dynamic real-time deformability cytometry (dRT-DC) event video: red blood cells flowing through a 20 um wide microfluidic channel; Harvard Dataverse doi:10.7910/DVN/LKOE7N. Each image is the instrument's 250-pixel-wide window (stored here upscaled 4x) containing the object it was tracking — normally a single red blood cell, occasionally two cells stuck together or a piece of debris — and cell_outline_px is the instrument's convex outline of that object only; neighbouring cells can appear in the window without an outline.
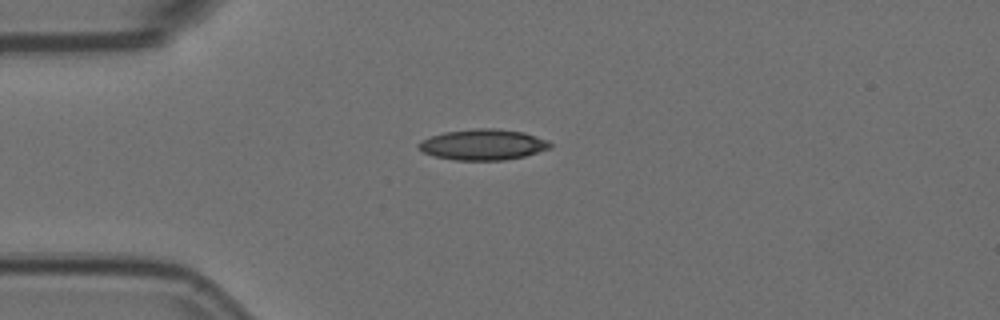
{"species": "Egyptian fruit bat (a non-hibernating species)", "species_latin": "Rousettus aegyptiacus", "temperature_condition": "room temperature", "stored_images_in_passage": 6, "camera_frame_rate_fps": 3000, "um_per_image_px": 0.085, "animal": {"sex": "female"}, "frame": {"image": 1, "passage_image": 1, "time_ms": 0.0, "image_size_px": [1000, 320], "cell_outline_px": [[552, 148], [524, 156], [504, 160], [456, 160], [432, 156], [420, 152], [416, 148], [416, 144], [420, 140], [444, 132], [472, 128], [496, 128], [524, 132], [548, 140], [552, 144]], "centroid_in_image_um": [41.01, 12.29], "position_along_channel_um": 44.0, "area_um2": 23.99}}
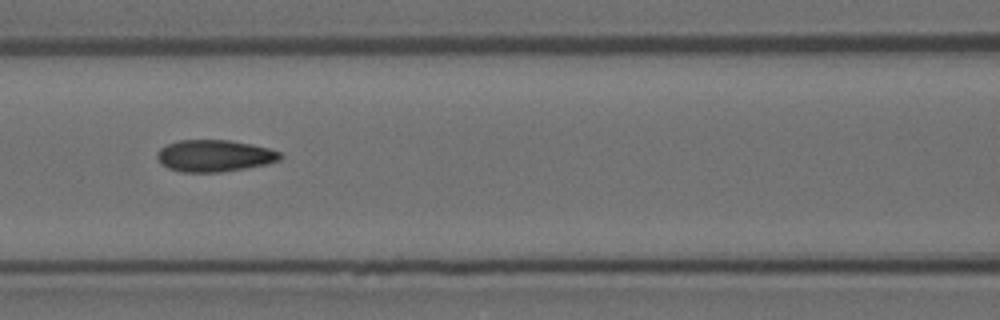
{"frame": {"image": 2, "passage_image": 4, "time_ms": 1.0, "image_size_px": [1000, 320], "cell_outline_px": [[284, 156], [280, 160], [264, 164], [244, 168], [220, 172], [180, 172], [168, 168], [156, 156], [160, 148], [168, 144], [180, 140], [228, 140], [268, 148], [280, 152]], "centroid_in_image_um": [18.23, 13.24], "position_along_channel_um": 148.4, "area_um2": 22.48}}
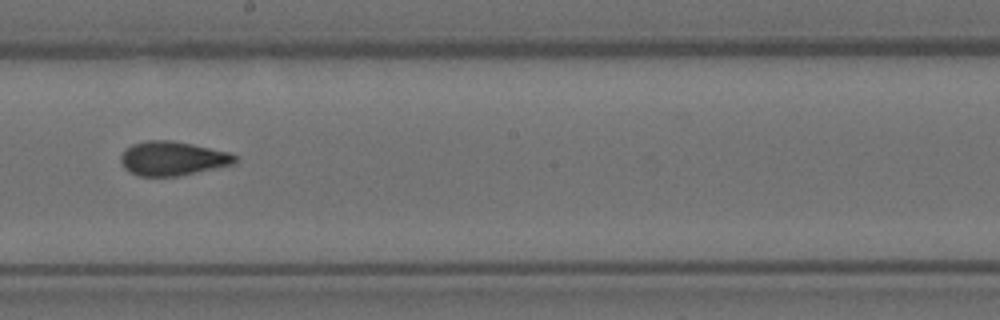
{"frame": {"image": 3, "passage_image": 6, "time_ms": 1.667, "image_size_px": [1000, 320], "cell_outline_px": [[236, 164], [180, 176], [140, 176], [124, 168], [120, 160], [120, 156], [124, 148], [132, 144], [148, 140], [172, 140], [192, 144], [228, 152], [236, 156]], "centroid_in_image_um": [14.66, 13.47], "position_along_channel_um": 233.5, "area_um2": 22.83}}